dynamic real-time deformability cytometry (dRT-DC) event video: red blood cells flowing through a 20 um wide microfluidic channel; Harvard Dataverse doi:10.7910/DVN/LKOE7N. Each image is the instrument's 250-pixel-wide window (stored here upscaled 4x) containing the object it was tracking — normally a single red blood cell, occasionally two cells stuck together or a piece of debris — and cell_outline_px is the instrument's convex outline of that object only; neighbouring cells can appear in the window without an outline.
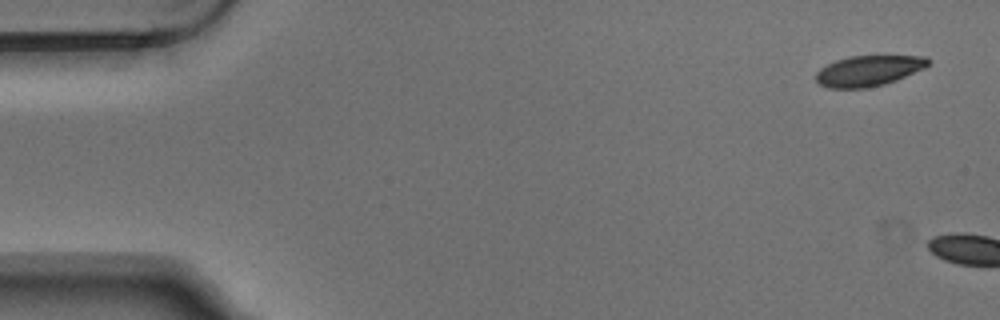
{"species": "Egyptian fruit bat (a non-hibernating species)", "species_latin": "Rousettus aegyptiacus", "temperature_condition": "warm", "stored_images_in_passage": 2, "camera_frame_rate_fps": 3000, "um_per_image_px": 0.085, "animal": {"sex": "male"}, "frame": {"image": 1, "passage_image": 1, "time_ms": 0.0, "image_size_px": [1000, 320], "cell_outline_px": [[928, 64], [924, 68], [896, 80], [884, 84], [864, 88], [828, 88], [820, 84], [816, 80], [816, 72], [820, 68], [836, 60], [848, 56], [928, 56]], "centroid_in_image_um": [73.8, 6.01], "position_along_channel_um": 11.2, "area_um2": 19.83}}